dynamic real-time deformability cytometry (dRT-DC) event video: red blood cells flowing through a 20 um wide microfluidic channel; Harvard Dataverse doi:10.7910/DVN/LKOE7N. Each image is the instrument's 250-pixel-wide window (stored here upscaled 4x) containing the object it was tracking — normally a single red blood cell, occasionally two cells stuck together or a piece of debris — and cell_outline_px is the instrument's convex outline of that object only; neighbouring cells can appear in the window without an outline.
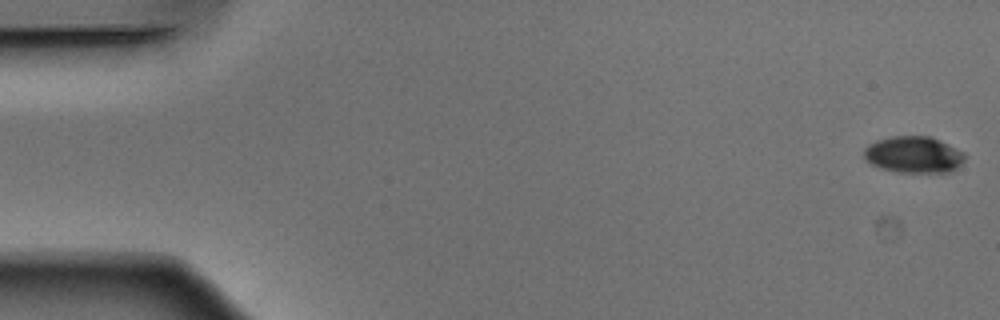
{"species": "Egyptian fruit bat (a non-hibernating species)", "species_latin": "Rousettus aegyptiacus", "temperature_condition": "warm", "stored_images_in_passage": 52, "camera_frame_rate_fps": 3000, "um_per_image_px": 0.085, "animal": {"sex": "male"}, "frame": {"image": 1, "passage_image": 1, "time_ms": 0.0, "image_size_px": [1000, 320], "cell_outline_px": [[964, 160], [956, 168], [948, 172], [896, 172], [880, 168], [864, 160], [864, 148], [868, 144], [876, 140], [892, 136], [928, 136], [948, 144], [964, 152]], "centroid_in_image_um": [77.62, 13.14], "position_along_channel_um": 7.4, "area_um2": 21.44}}
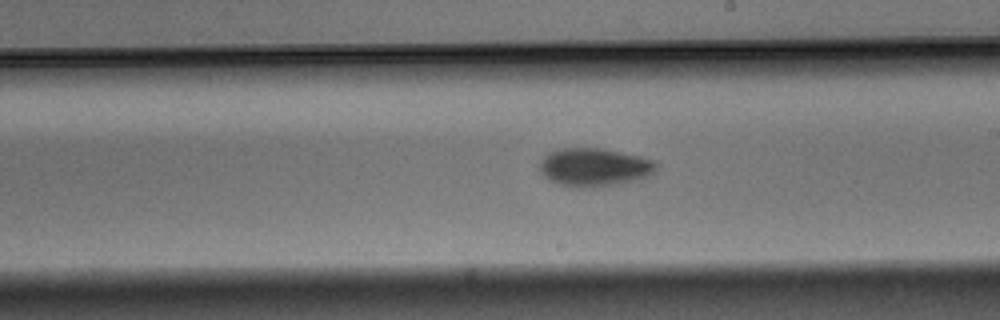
{"frame": {"image": 2, "passage_image": 30, "time_ms": 9.667, "image_size_px": [1000, 320], "cell_outline_px": [[660, 164], [648, 176], [620, 184], [580, 188], [576, 188], [560, 184], [548, 180], [536, 168], [544, 156], [548, 152], [560, 148], [604, 148], [640, 156], [652, 160]], "centroid_in_image_um": [50.47, 14.2], "position_along_channel_um": 238.5, "area_um2": 26.24}}
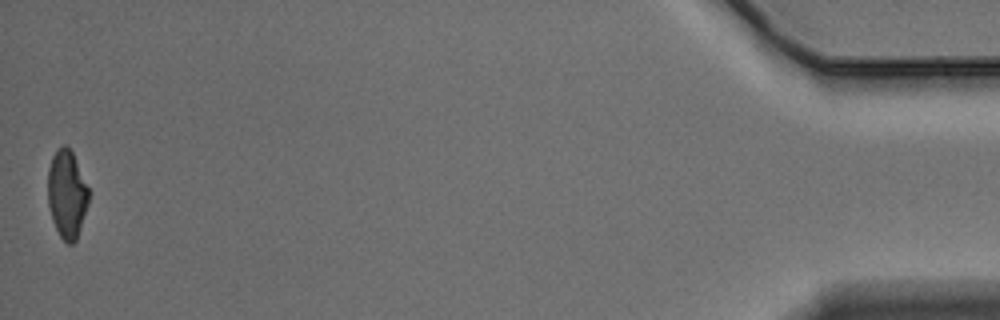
{"frame": {"image": 3, "passage_image": 52, "time_ms": 17.0, "image_size_px": [1000, 320], "cell_outline_px": [[88, 204], [76, 240], [72, 244], [68, 244], [60, 236], [52, 220], [48, 204], [48, 168], [52, 156], [56, 148], [64, 144], [72, 152], [88, 188]], "centroid_in_image_um": [5.66, 16.49], "position_along_channel_um": 429.5, "area_um2": 20.75}, "authors_computed_cell_mechanics": {"area_um2": 22.8888, "velocity_mm_per_s": 3.8829, "shape_relaxation_time_tau1_ms": 3.5142, "shape_relaxation_time_tau2_ms": null, "deformation_change_tau1": 0.1307, "deformation_change_tau2": null}}